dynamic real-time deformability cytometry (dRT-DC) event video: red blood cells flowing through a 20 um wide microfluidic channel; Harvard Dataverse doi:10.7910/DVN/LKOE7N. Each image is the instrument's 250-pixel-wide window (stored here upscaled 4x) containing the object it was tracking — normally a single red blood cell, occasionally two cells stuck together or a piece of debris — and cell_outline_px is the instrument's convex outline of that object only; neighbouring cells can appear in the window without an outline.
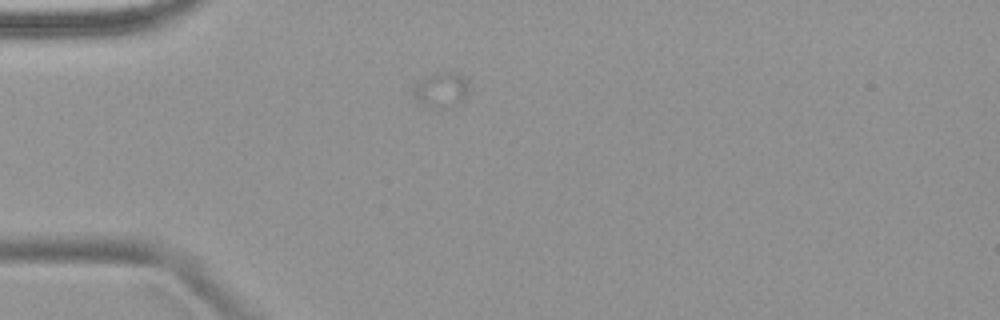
{"species": "common noctule bat (a hibernating species)", "species_latin": "Nyctalus noctula", "temperature_condition": "warm", "stored_images_in_passage": 9, "camera_frame_rate_fps": 3000, "um_per_image_px": 0.085, "animal": {"sex": "female", "body_mass_g": 18.4}, "frame": {"image": 1, "passage_image": 3, "time_ms": 2.333, "image_size_px": [1000, 320], "cell_outline_px": [[468, 92], [464, 104], [440, 108], [432, 108], [416, 104], [412, 96], [412, 84], [436, 72], [460, 72], [468, 80]], "centroid_in_image_um": [37.48, 7.66], "position_along_channel_um": 47.5, "area_um2": 12.2}}